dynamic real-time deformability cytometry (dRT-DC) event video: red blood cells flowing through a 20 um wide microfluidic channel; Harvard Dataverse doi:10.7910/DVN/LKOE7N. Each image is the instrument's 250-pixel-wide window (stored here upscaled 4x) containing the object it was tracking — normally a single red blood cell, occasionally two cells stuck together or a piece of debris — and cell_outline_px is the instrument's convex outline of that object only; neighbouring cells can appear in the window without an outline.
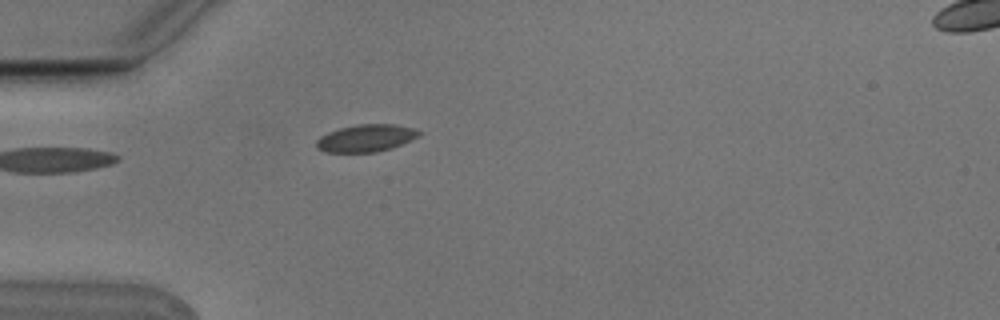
{"species": "Egyptian fruit bat (a non-hibernating species)", "species_latin": "Rousettus aegyptiacus", "temperature_condition": "cold", "stored_images_in_passage": 3, "segment_of_instrument_passage": [1, 2], "camera_frame_rate_fps": 3000, "um_per_image_px": 0.085, "animal": {"sex": "male"}, "frame": {"image": 1, "passage_image": 2, "time_ms": 0.333, "image_size_px": [1000, 320], "cell_outline_px": [[420, 136], [392, 148], [376, 152], [324, 152], [316, 148], [316, 140], [320, 136], [328, 132], [340, 128], [356, 124], [396, 124], [412, 128], [420, 132]], "centroid_in_image_um": [31.08, 11.74], "position_along_channel_um": 53.9, "area_um2": 16.36}}